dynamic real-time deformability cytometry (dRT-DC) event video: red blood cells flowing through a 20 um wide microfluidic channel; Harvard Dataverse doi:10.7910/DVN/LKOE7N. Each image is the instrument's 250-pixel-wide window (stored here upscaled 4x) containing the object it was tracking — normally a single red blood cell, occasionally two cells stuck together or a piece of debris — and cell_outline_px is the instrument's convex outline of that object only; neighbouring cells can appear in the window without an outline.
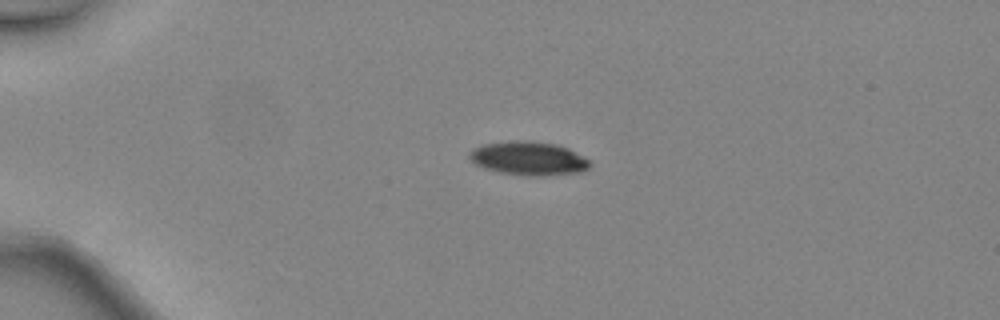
{"species": "common noctule bat (a hibernating species)", "species_latin": "Nyctalus noctula", "temperature_condition": "warm", "stored_images_in_passage": 35, "camera_frame_rate_fps": 3000, "um_per_image_px": 0.085, "animal": {"sex": "female", "body_mass_g": 24.6, "forearm_length_mm": 56.2}, "frame": {"image": 1, "passage_image": 1, "time_ms": 0.0, "image_size_px": [1000, 320], "cell_outline_px": [[592, 164], [584, 172], [544, 176], [524, 176], [500, 172], [484, 168], [476, 164], [468, 156], [468, 152], [472, 148], [484, 144], [512, 140], [532, 140], [556, 144], [568, 148], [588, 160]], "centroid_in_image_um": [44.93, 13.46], "position_along_channel_um": 40.1, "area_um2": 23.93}}
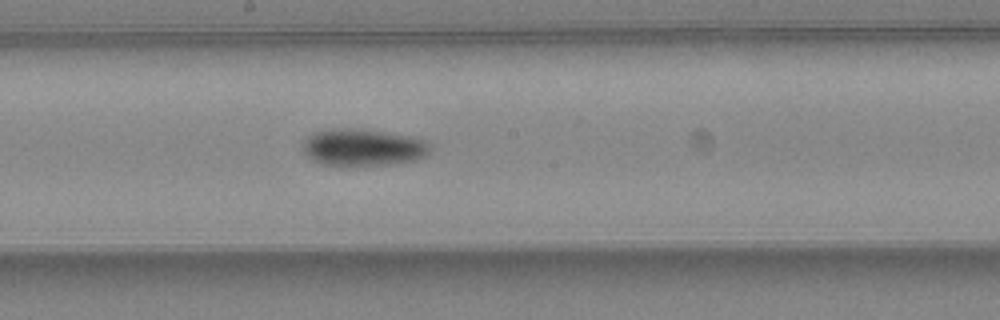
{"frame": {"image": 2, "passage_image": 16, "time_ms": 5.0, "image_size_px": [1000, 320], "cell_outline_px": [[432, 152], [416, 160], [396, 164], [320, 164], [304, 156], [304, 140], [308, 136], [316, 132], [332, 128], [356, 128], [412, 136], [424, 140], [432, 144]], "centroid_in_image_um": [30.9, 12.51], "position_along_channel_um": 217.3, "area_um2": 27.46}}
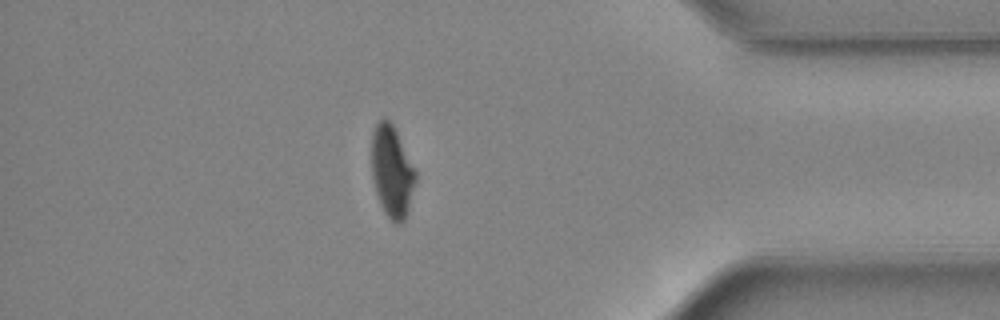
{"frame": {"image": 3, "passage_image": 30, "time_ms": 9.667, "image_size_px": [1000, 320], "cell_outline_px": [[416, 180], [408, 208], [404, 220], [400, 224], [396, 224], [384, 212], [380, 204], [376, 192], [372, 176], [372, 132], [376, 124], [380, 120], [388, 120], [392, 124], [416, 172]], "centroid_in_image_um": [33.3, 14.6], "position_along_channel_um": 401.9, "area_um2": 22.89}, "authors_computed_cell_mechanics": {"area_um2": 25.6632, "velocity_mm_per_s": 4.5688, "shape_relaxation_time_tau1_ms": 2.7848, "shape_relaxation_time_tau2_ms": 4.0714, "deformation_change_tau1": 0.1386, "deformation_change_tau2": 0.0898}}